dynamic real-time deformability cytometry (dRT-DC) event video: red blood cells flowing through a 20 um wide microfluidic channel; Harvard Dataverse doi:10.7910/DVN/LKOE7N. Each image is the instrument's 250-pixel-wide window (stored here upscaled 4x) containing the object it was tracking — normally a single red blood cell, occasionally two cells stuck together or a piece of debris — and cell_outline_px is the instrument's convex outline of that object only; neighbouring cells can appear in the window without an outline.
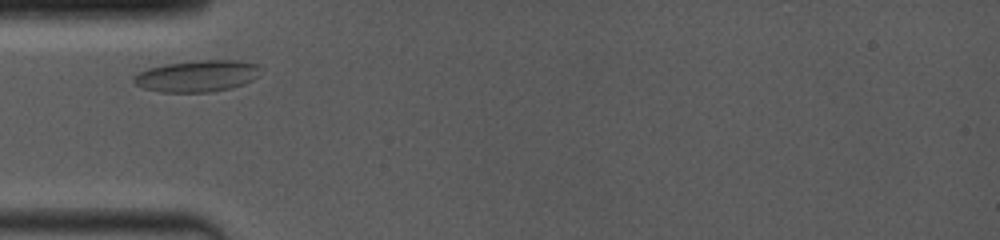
{"species": "common noctule bat (a hibernating species)", "species_latin": "Nyctalus noctula", "temperature_condition": "room temperature", "stored_images_in_passage": 3, "camera_frame_rate_fps": 4000, "um_per_image_px": 0.085, "animal": {"sex": "female", "body_mass_g": 19.0, "forearm_length_mm": 53.3}, "frame": {"image": 1, "passage_image": 1, "time_ms": 0.0, "image_size_px": [1000, 240], "cell_outline_px": [[260, 76], [244, 84], [232, 88], [208, 92], [160, 92], [144, 88], [136, 84], [132, 80], [132, 76], [148, 68], [168, 64], [196, 60], [236, 60], [256, 64], [260, 68]], "centroid_in_image_um": [16.78, 6.46], "position_along_channel_um": 68.2, "area_um2": 23.35}}
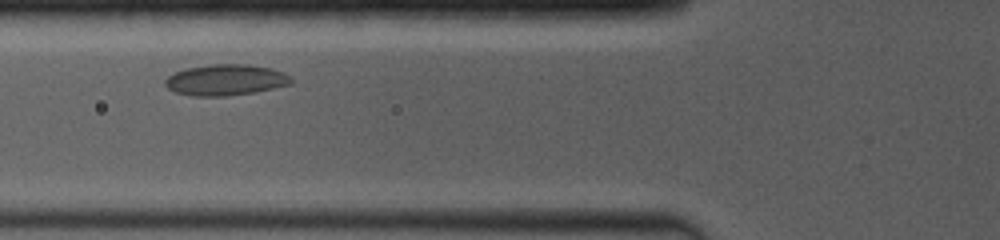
{"frame": {"image": 2, "passage_image": 2, "time_ms": 1.0, "image_size_px": [1000, 240], "cell_outline_px": [[292, 84], [256, 92], [228, 96], [192, 96], [176, 92], [168, 88], [164, 84], [164, 80], [168, 76], [176, 72], [188, 68], [212, 64], [248, 64], [272, 68], [284, 72], [292, 80]], "centroid_in_image_um": [19.2, 6.8], "position_along_channel_um": 106.6, "area_um2": 22.83}}
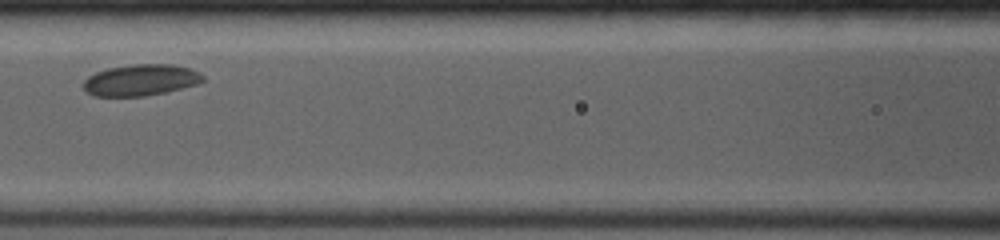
{"frame": {"image": 3, "passage_image": 3, "time_ms": 2.25, "image_size_px": [1000, 240], "cell_outline_px": [[204, 80], [196, 84], [164, 92], [144, 96], [92, 96], [84, 92], [84, 80], [88, 76], [96, 72], [108, 68], [136, 64], [172, 64], [188, 68], [200, 72], [204, 76]], "centroid_in_image_um": [11.93, 6.8], "position_along_channel_um": 154.7, "area_um2": 21.73}}